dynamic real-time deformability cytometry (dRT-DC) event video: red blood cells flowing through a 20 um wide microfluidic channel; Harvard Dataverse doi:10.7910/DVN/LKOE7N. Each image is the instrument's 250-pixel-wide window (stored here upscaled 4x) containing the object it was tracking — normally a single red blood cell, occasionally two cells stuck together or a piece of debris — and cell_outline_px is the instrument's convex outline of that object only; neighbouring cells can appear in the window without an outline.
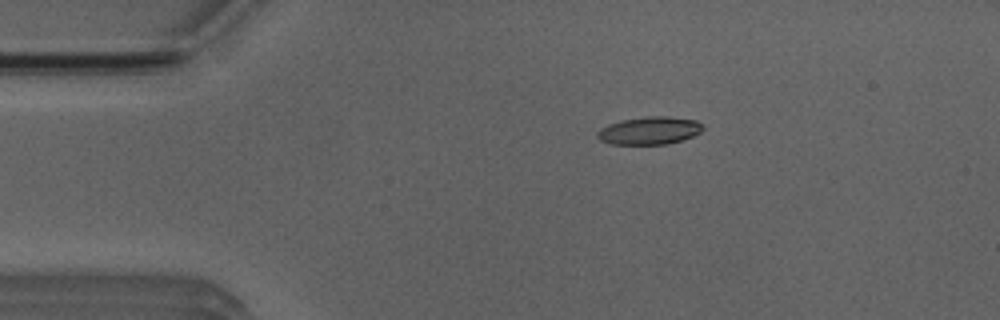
{"species": "Egyptian fruit bat (a non-hibernating species)", "species_latin": "Rousettus aegyptiacus", "temperature_condition": "room temperature", "stored_images_in_passage": 4, "camera_frame_rate_fps": 3000, "um_per_image_px": 0.085, "animal": {"sex": "male"}, "frame": {"image": 1, "passage_image": 3, "time_ms": 2.0, "image_size_px": [1000, 320], "cell_outline_px": [[704, 128], [700, 132], [692, 136], [680, 140], [664, 144], [612, 144], [600, 140], [596, 136], [596, 132], [600, 128], [608, 124], [620, 120], [648, 116], [668, 116], [696, 120], [704, 124]], "centroid_in_image_um": [55.19, 11.08], "position_along_channel_um": 29.8, "area_um2": 17.11}}